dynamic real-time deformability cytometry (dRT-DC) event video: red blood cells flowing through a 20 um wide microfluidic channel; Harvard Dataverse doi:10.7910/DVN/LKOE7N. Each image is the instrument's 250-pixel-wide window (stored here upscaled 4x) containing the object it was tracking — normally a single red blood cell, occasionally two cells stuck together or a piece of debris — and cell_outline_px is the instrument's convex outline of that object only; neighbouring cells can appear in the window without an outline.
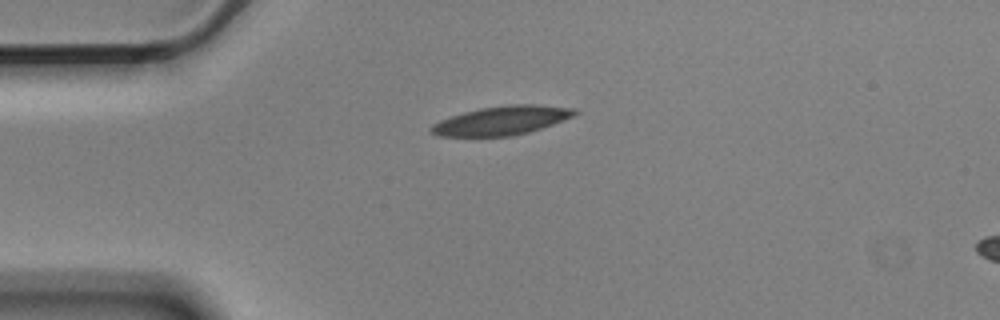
{"species": "Egyptian fruit bat (a non-hibernating species)", "species_latin": "Rousettus aegyptiacus", "temperature_condition": "cold", "stored_images_in_passage": 4, "camera_frame_rate_fps": 3000, "um_per_image_px": 0.085, "animal": {"sex": "male"}, "frame": {"image": 1, "passage_image": 1, "time_ms": 0.0, "image_size_px": [1000, 320], "cell_outline_px": [[580, 112], [576, 116], [528, 132], [512, 136], [440, 136], [432, 132], [428, 128], [432, 124], [440, 120], [464, 112], [480, 108], [508, 104], [536, 104], [576, 108]], "centroid_in_image_um": [42.69, 10.23], "position_along_channel_um": 42.3, "area_um2": 24.22}}
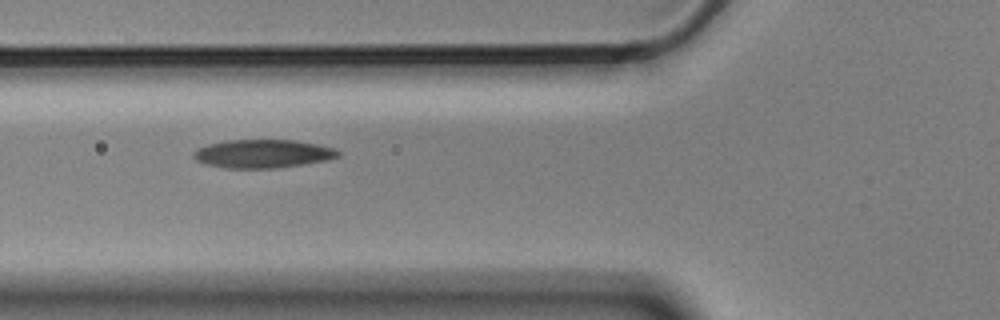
{"frame": {"image": 2, "passage_image": 3, "time_ms": 0.667, "image_size_px": [1000, 320], "cell_outline_px": [[340, 156], [328, 160], [276, 168], [228, 168], [208, 164], [196, 160], [192, 156], [192, 152], [208, 144], [228, 140], [292, 140], [316, 144], [336, 148], [340, 152]], "centroid_in_image_um": [22.37, 13.06], "position_along_channel_um": 103.4, "area_um2": 23.76}}
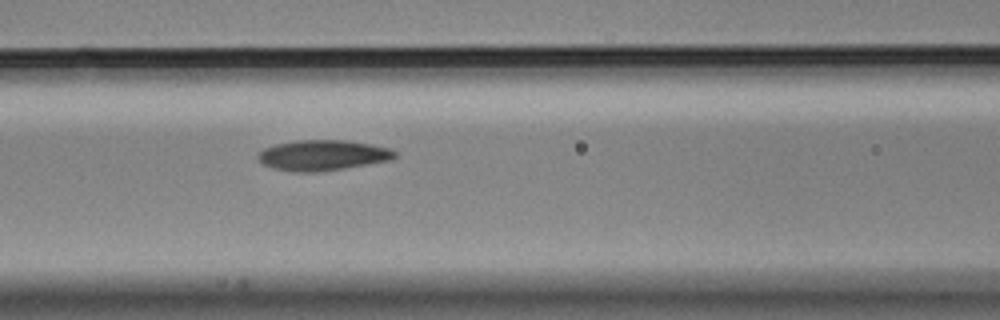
{"frame": {"image": 3, "passage_image": 4, "time_ms": 1.0, "image_size_px": [1000, 320], "cell_outline_px": [[396, 156], [392, 160], [344, 168], [316, 172], [292, 172], [272, 168], [264, 164], [256, 156], [264, 148], [276, 144], [296, 140], [344, 140], [392, 148], [396, 152]], "centroid_in_image_um": [27.43, 13.2], "position_along_channel_um": 139.2, "area_um2": 24.28}}